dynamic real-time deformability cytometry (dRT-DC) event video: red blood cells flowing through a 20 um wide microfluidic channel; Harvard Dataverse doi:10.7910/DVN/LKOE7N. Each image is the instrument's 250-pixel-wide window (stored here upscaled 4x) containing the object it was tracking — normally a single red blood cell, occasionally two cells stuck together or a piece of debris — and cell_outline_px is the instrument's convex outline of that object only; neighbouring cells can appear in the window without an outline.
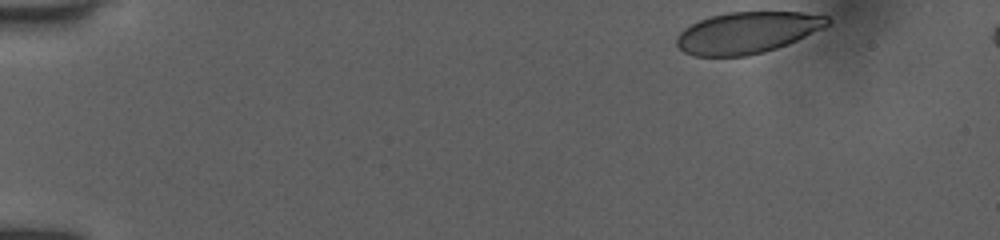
{"species": "human", "species_latin": "Homo sapiens", "temperature_condition": "room temperature", "stored_images_in_passage": 26, "camera_frame_rate_fps": 3000, "um_per_image_px": 0.085, "donor": {"sex": "female"}, "frame": {"image": 1, "passage_image": 1, "time_ms": 0.0, "image_size_px": [1000, 240], "cell_outline_px": [[832, 20], [824, 28], [788, 44], [764, 52], [748, 56], [692, 56], [684, 52], [676, 44], [676, 36], [684, 28], [700, 20], [712, 16], [728, 12], [800, 12], [828, 16]], "centroid_in_image_um": [63.52, 2.78], "position_along_channel_um": 21.5, "area_um2": 36.47}}
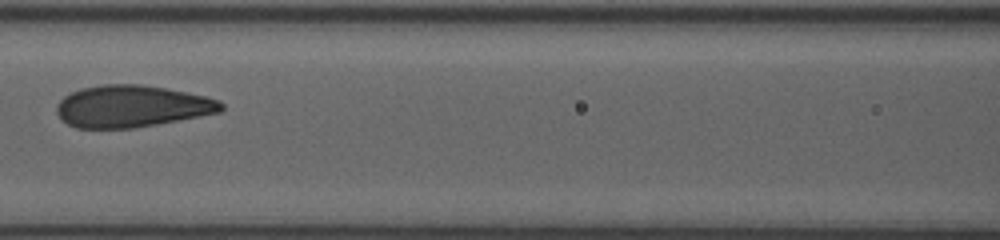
{"frame": {"image": 2, "passage_image": 16, "time_ms": 6.333, "image_size_px": [1000, 240], "cell_outline_px": [[224, 108], [220, 112], [156, 124], [132, 128], [76, 128], [60, 120], [56, 112], [56, 104], [64, 96], [80, 88], [104, 84], [140, 84], [164, 88], [204, 96], [220, 100], [224, 104]], "centroid_in_image_um": [11.15, 9.03], "position_along_channel_um": 155.4, "area_um2": 40.11}}
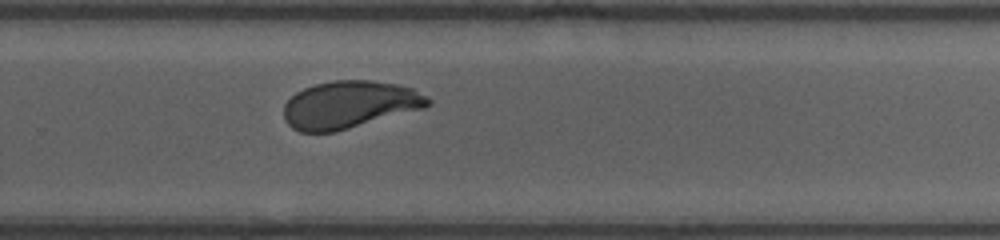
{"frame": {"image": 3, "passage_image": 26, "time_ms": 10.0, "image_size_px": [1000, 240], "cell_outline_px": [[432, 104], [424, 108], [336, 132], [300, 132], [292, 128], [284, 120], [284, 104], [296, 92], [304, 88], [316, 84], [332, 80], [372, 80], [396, 84], [412, 88], [428, 96], [432, 100]], "centroid_in_image_um": [29.71, 8.9], "position_along_channel_um": 300.1, "area_um2": 40.06}}